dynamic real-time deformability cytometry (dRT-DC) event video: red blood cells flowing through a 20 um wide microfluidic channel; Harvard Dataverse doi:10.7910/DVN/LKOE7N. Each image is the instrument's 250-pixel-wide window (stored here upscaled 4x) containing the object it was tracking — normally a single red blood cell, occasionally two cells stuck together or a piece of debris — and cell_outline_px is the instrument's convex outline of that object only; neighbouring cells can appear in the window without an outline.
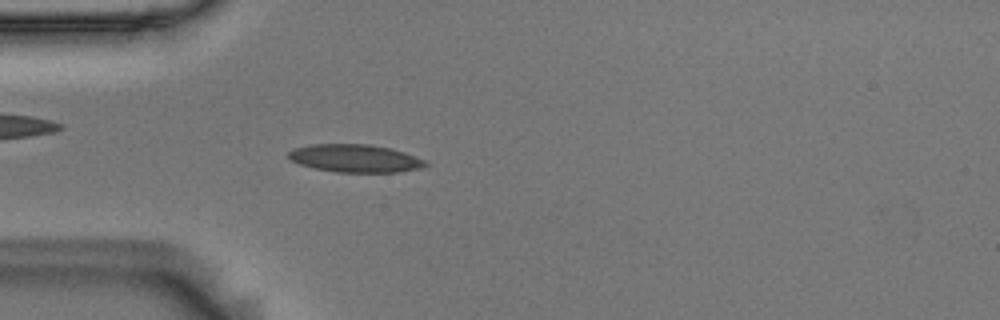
{"species": "Egyptian fruit bat (a non-hibernating species)", "species_latin": "Rousettus aegyptiacus", "temperature_condition": "room temperature", "stored_images_in_passage": 54, "camera_frame_rate_fps": 3000, "um_per_image_px": 0.085, "animal": {"sex": "male"}, "frame": {"image": 1, "passage_image": 15, "time_ms": 4.667, "image_size_px": [1000, 320], "cell_outline_px": [[432, 164], [420, 168], [396, 172], [336, 172], [316, 168], [300, 164], [292, 160], [288, 156], [288, 152], [292, 148], [312, 144], [368, 144], [388, 148], [404, 152], [428, 160]], "centroid_in_image_um": [30.23, 13.45], "position_along_channel_um": 54.8, "area_um2": 22.25}}
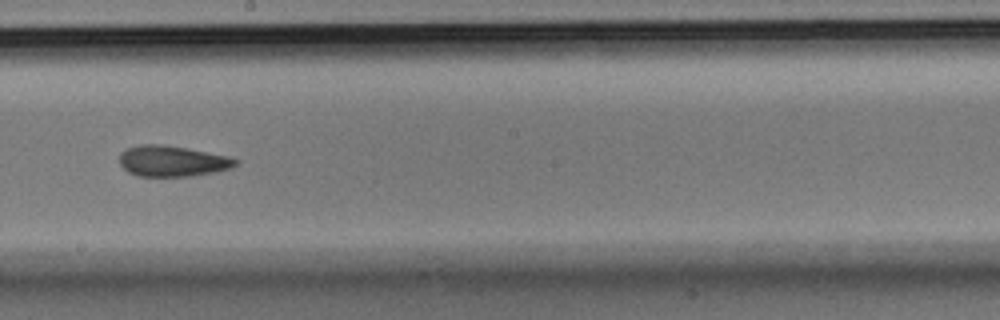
{"frame": {"image": 2, "passage_image": 30, "time_ms": 9.667, "image_size_px": [1000, 320], "cell_outline_px": [[240, 160], [232, 168], [216, 172], [192, 176], [136, 176], [128, 172], [120, 164], [120, 152], [128, 148], [140, 144], [164, 144], [188, 148], [228, 156]], "centroid_in_image_um": [14.66, 13.69], "position_along_channel_um": 233.5, "area_um2": 21.04}}
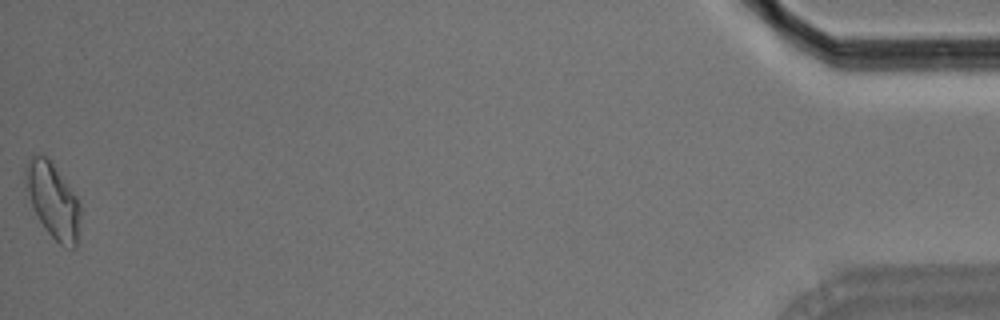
{"frame": {"image": 3, "passage_image": 54, "time_ms": 17.667, "image_size_px": [1000, 320], "cell_outline_px": [[80, 216], [76, 248], [72, 248], [60, 244], [44, 228], [32, 208], [24, 184], [24, 168], [32, 152], [48, 156], [52, 160], [76, 196], [80, 204]], "centroid_in_image_um": [4.46, 16.96], "position_along_channel_um": 430.7, "area_um2": 24.45}, "authors_computed_cell_mechanics": {"area_um2": 21.0103, "velocity_mm_per_s": 3.676, "shape_relaxation_time_tau1_ms": null, "shape_relaxation_time_tau2_ms": 4.2386, "deformation_change_tau1": null, "deformation_change_tau2": 0.1147}}